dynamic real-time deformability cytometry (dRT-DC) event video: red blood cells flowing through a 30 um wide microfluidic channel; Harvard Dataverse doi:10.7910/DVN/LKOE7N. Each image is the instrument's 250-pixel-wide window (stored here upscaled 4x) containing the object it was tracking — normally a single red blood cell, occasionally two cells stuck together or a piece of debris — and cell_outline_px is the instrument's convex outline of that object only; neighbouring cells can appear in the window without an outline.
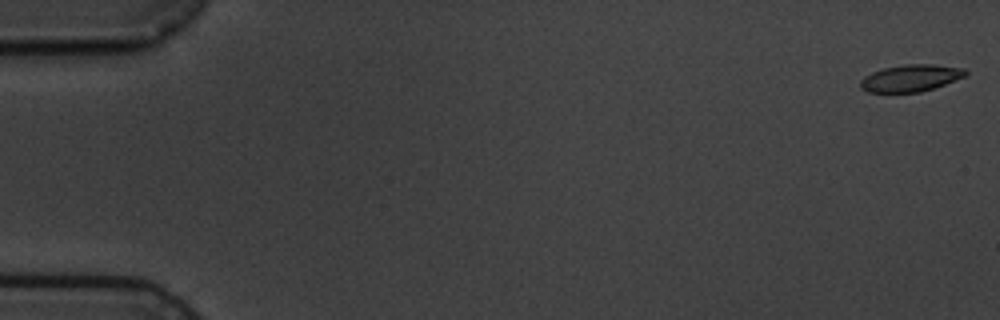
{"species": "common noctule bat (a hibernating species)", "species_latin": "Nyctalus noctula", "temperature_condition": "cold", "stored_images_in_passage": 6, "camera_frame_rate_fps": 3000, "um_per_image_px": 0.085, "animal": {"sex": "male", "body_mass_g": 19.5, "forearm_length_mm": 54.6}, "frame": {"image": 1, "passage_image": 1, "time_ms": 0.0, "image_size_px": [1000, 320], "cell_outline_px": [[968, 76], [920, 92], [868, 92], [860, 88], [860, 80], [864, 76], [872, 72], [884, 68], [904, 64], [932, 64], [964, 68], [968, 72]], "centroid_in_image_um": [77.42, 6.63], "position_along_channel_um": 7.6, "area_um2": 16.53}}
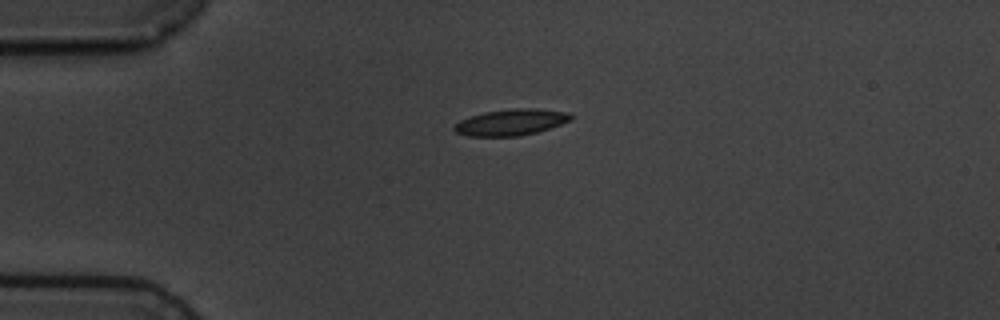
{"frame": {"image": 2, "passage_image": 4, "time_ms": 4.333, "image_size_px": [1000, 320], "cell_outline_px": [[576, 116], [572, 120], [536, 132], [520, 136], [468, 136], [456, 132], [452, 128], [460, 120], [484, 112], [512, 108], [536, 108], [572, 112]], "centroid_in_image_um": [43.5, 10.37], "position_along_channel_um": 41.5, "area_um2": 17.98}}
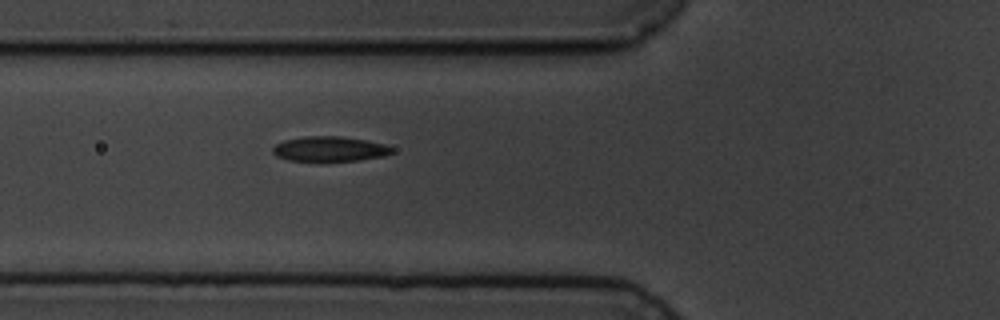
{"frame": {"image": 3, "passage_image": 6, "time_ms": 6.667, "image_size_px": [1000, 320], "cell_outline_px": [[392, 152], [384, 156], [356, 160], [320, 164], [288, 160], [276, 156], [272, 152], [272, 148], [276, 144], [284, 140], [304, 136], [340, 136], [364, 140], [384, 144], [392, 148]], "centroid_in_image_um": [27.94, 12.7], "position_along_channel_um": 97.9, "area_um2": 17.98}}